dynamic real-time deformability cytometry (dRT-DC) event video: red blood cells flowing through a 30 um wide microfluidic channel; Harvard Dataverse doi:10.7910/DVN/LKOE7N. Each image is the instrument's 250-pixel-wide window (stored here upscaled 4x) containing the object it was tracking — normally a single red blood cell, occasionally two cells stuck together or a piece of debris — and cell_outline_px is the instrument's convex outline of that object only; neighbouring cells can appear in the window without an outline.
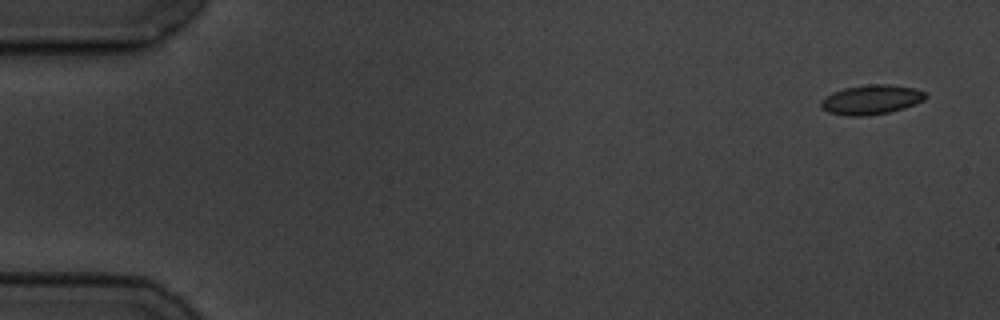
{"species": "common noctule bat (a hibernating species)", "species_latin": "Nyctalus noctula", "temperature_condition": "cold", "stored_images_in_passage": 5, "camera_frame_rate_fps": 3000, "um_per_image_px": 0.085, "animal": {"sex": "male", "body_mass_g": 19.5, "forearm_length_mm": 54.6}, "frame": {"image": 1, "passage_image": 1, "time_ms": 0.0, "image_size_px": [1000, 320], "cell_outline_px": [[928, 96], [924, 100], [904, 108], [888, 112], [864, 116], [848, 116], [828, 112], [820, 108], [820, 100], [832, 92], [844, 88], [868, 84], [888, 84], [916, 88], [924, 92]], "centroid_in_image_um": [74.03, 8.46], "position_along_channel_um": 11.0, "area_um2": 18.09}}
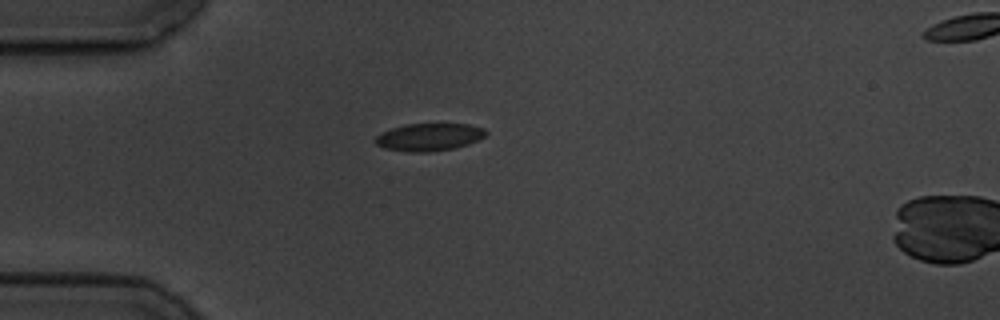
{"frame": {"image": 2, "passage_image": 4, "time_ms": 4.333, "image_size_px": [1000, 320], "cell_outline_px": [[488, 132], [484, 136], [468, 144], [456, 148], [428, 152], [412, 152], [384, 148], [376, 144], [372, 140], [376, 136], [392, 128], [404, 124], [468, 124], [484, 128]], "centroid_in_image_um": [36.46, 11.65], "position_along_channel_um": 48.5, "area_um2": 17.69}}